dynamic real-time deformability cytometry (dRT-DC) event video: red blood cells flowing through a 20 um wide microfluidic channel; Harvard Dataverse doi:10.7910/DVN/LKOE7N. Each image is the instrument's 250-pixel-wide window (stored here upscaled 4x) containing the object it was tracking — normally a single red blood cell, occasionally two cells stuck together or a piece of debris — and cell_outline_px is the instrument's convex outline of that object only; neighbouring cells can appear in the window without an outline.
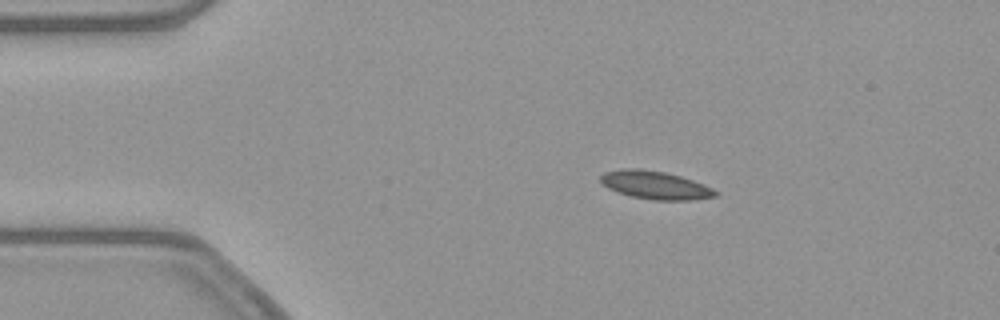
{"species": "common noctule bat (a hibernating species)", "species_latin": "Nyctalus noctula", "temperature_condition": "warm", "stored_images_in_passage": 45, "camera_frame_rate_fps": 3000, "um_per_image_px": 0.085, "animal": {"sex": "female", "body_mass_g": 21.9}, "frame": {"image": 1, "passage_image": 1, "time_ms": 0.0, "image_size_px": [1000, 320], "cell_outline_px": [[720, 192], [716, 196], [692, 200], [652, 200], [632, 196], [616, 192], [600, 184], [600, 176], [604, 172], [620, 168], [640, 168], [664, 172], [680, 176], [704, 184]], "centroid_in_image_um": [55.66, 15.73], "position_along_channel_um": 29.3, "area_um2": 19.02}}
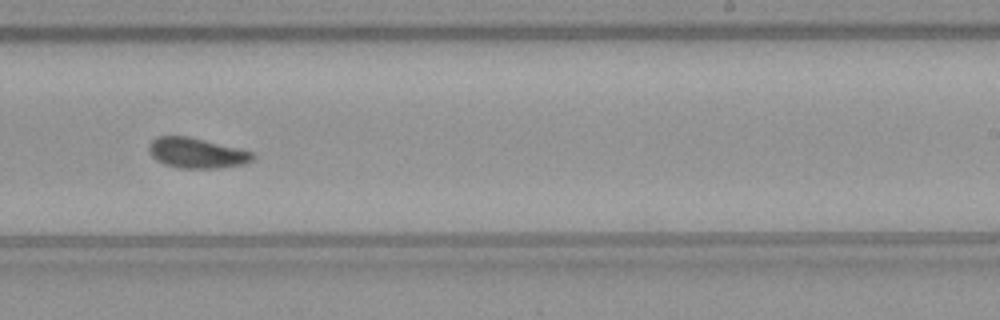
{"frame": {"image": 2, "passage_image": 24, "time_ms": 7.667, "image_size_px": [1000, 320], "cell_outline_px": [[256, 156], [252, 160], [244, 164], [220, 168], [176, 168], [164, 164], [156, 160], [148, 152], [148, 144], [156, 136], [188, 136], [240, 148], [252, 152]], "centroid_in_image_um": [16.7, 13.0], "position_along_channel_um": 272.3, "area_um2": 18.55}}
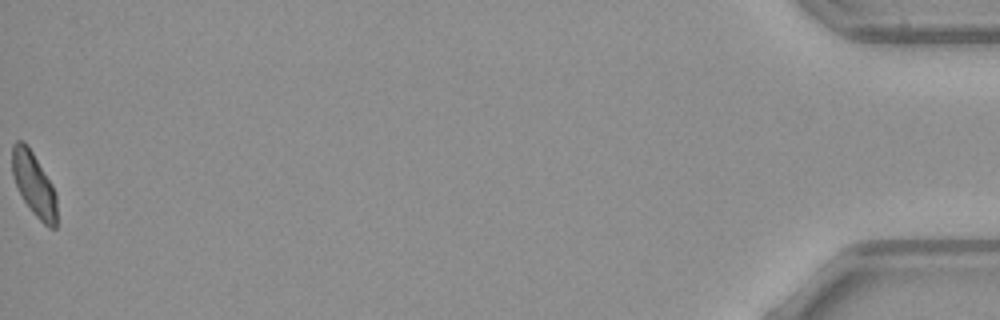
{"frame": {"image": 3, "passage_image": 45, "time_ms": 14.667, "image_size_px": [1000, 320], "cell_outline_px": [[56, 228], [48, 228], [32, 212], [24, 200], [12, 176], [12, 144], [16, 140], [24, 140], [28, 144], [52, 184], [56, 192]], "centroid_in_image_um": [2.88, 15.62], "position_along_channel_um": 432.3, "area_um2": 16.65}, "authors_computed_cell_mechanics": {"area_um2": 18.1492, "velocity_mm_per_s": 3.8544, "shape_relaxation_time_tau1_ms": 8.5175, "shape_relaxation_time_tau2_ms": 0.958, "deformation_change_tau1": 0.1509, "deformation_change_tau2": 0.0578}}